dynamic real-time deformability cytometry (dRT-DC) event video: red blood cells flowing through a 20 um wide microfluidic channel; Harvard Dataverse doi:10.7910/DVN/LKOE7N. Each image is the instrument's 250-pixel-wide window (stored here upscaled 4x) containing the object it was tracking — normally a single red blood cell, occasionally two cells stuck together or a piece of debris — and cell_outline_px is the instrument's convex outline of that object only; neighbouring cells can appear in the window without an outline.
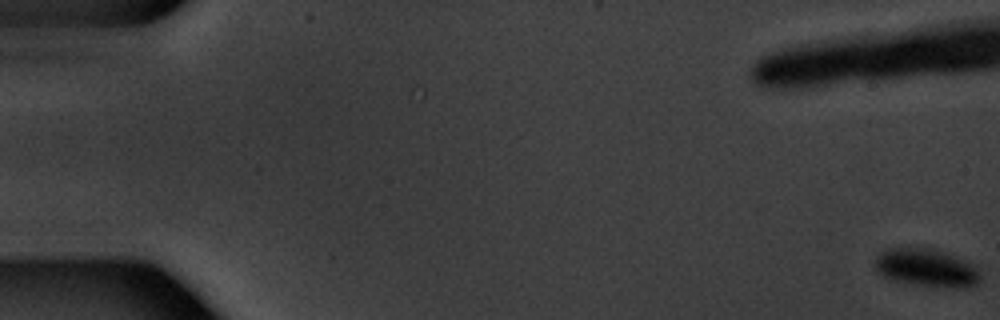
{"species": "common noctule bat (a hibernating species)", "species_latin": "Nyctalus noctula", "temperature_condition": "warm", "stored_images_in_passage": 2, "camera_frame_rate_fps": 3000, "um_per_image_px": 0.085, "animal": {"sex": "male", "body_mass_g": 20.1, "forearm_length_mm": 53.5}, "frame": {"image": 1, "passage_image": 1, "time_ms": 0.0, "image_size_px": [1000, 320], "cell_outline_px": [[980, 280], [976, 284], [964, 288], [956, 288], [916, 284], [892, 280], [884, 276], [876, 268], [876, 256], [884, 248], [932, 248], [968, 260], [976, 268], [980, 276]], "centroid_in_image_um": [78.77, 22.75], "position_along_channel_um": 6.2, "area_um2": 23.18}}